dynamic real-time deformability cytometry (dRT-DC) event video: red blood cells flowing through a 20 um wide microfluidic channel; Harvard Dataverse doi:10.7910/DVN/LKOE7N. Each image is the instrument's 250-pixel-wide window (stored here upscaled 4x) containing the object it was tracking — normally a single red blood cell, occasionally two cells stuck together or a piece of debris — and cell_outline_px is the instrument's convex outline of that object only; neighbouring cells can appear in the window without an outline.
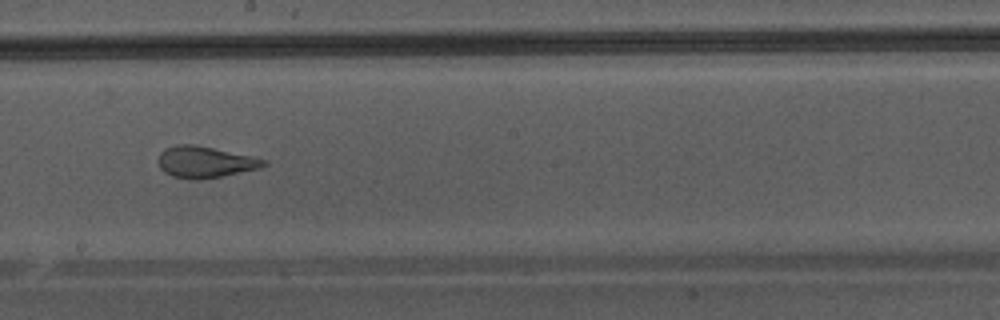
{"species": "Egyptian fruit bat (a non-hibernating species)", "species_latin": "Rousettus aegyptiacus", "temperature_condition": "warm", "stored_images_in_passage": 47, "camera_frame_rate_fps": 3000, "um_per_image_px": 0.085, "animal": {"sex": "male"}, "frame": {"image": 1, "passage_image": 27, "time_ms": 8.667, "image_size_px": [1000, 320], "cell_outline_px": [[268, 164], [260, 168], [200, 180], [192, 180], [172, 176], [164, 172], [160, 168], [156, 160], [160, 152], [164, 148], [176, 144], [196, 144], [252, 156], [268, 160]], "centroid_in_image_um": [17.39, 13.76], "position_along_channel_um": 230.8, "area_um2": 19.59}}